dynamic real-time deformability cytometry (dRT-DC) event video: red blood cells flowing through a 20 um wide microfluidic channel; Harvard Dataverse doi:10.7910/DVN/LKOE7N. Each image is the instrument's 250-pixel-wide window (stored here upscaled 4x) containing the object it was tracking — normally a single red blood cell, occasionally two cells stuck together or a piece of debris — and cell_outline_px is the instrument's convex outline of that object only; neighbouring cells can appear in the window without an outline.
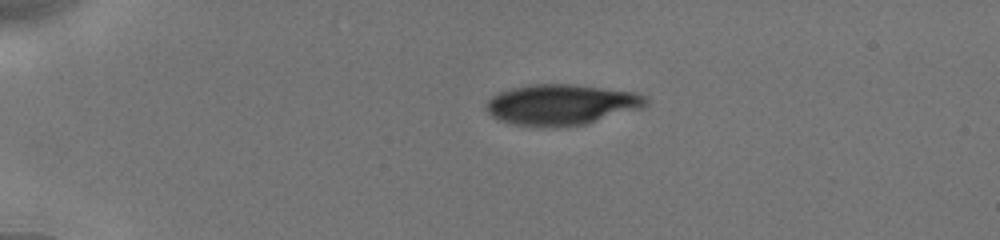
{"species": "human", "species_latin": "Homo sapiens", "temperature_condition": "cold", "stored_images_in_passage": 5, "camera_frame_rate_fps": 3000, "um_per_image_px": 0.085, "donor": {"sex": "male"}, "frame": {"image": 1, "passage_image": 1, "time_ms": 0.0, "image_size_px": [1000, 240], "cell_outline_px": [[648, 104], [644, 108], [584, 124], [560, 128], [536, 128], [512, 124], [496, 120], [488, 112], [484, 104], [492, 96], [508, 88], [528, 84], [572, 84], [636, 92], [644, 96], [648, 100]], "centroid_in_image_um": [47.68, 8.91], "position_along_channel_um": 37.3, "area_um2": 38.67}}
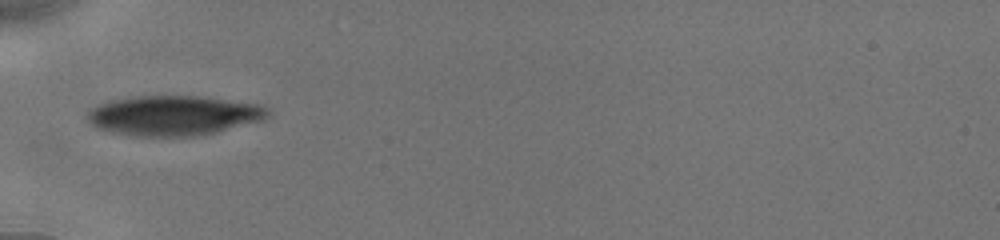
{"frame": {"image": 2, "passage_image": 4, "time_ms": 2.333, "image_size_px": [1000, 240], "cell_outline_px": [[268, 116], [264, 120], [216, 132], [196, 136], [132, 136], [112, 132], [96, 128], [88, 120], [88, 112], [92, 108], [108, 100], [136, 96], [196, 96], [260, 104], [268, 108]], "centroid_in_image_um": [14.75, 9.82], "position_along_channel_um": 70.2, "area_um2": 41.91}}